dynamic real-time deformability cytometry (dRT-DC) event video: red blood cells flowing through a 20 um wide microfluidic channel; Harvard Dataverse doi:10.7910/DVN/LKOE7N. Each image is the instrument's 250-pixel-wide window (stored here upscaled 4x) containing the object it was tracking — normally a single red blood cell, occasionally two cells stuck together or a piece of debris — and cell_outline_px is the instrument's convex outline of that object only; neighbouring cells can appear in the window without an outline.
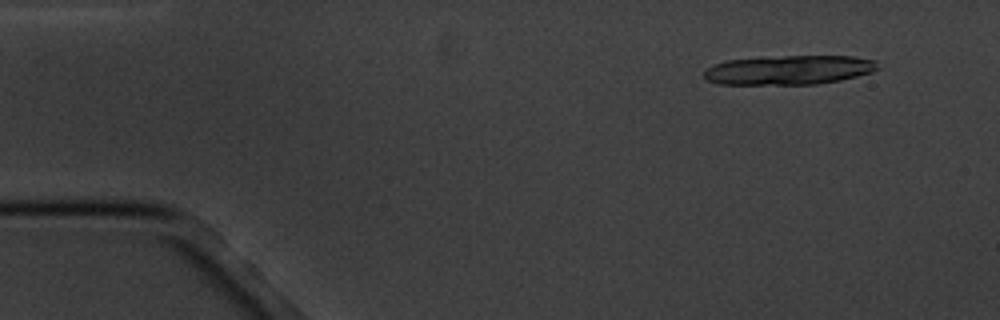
{"species": "common noctule bat (a hibernating species)", "species_latin": "Nyctalus noctula", "temperature_condition": "cold", "stored_images_in_passage": 8, "camera_frame_rate_fps": 3000, "um_per_image_px": 0.085, "animal": {"sex": "male", "body_mass_g": 20.1, "forearm_length_mm": 53.5}, "frame": {"image": 1, "passage_image": 1, "time_ms": 0.0, "image_size_px": [1000, 320], "cell_outline_px": [[880, 68], [872, 72], [840, 80], [816, 84], [720, 84], [708, 80], [704, 76], [704, 72], [708, 68], [716, 64], [728, 60], [784, 56], [852, 56], [876, 60]], "centroid_in_image_um": [67.12, 5.95], "position_along_channel_um": 17.9, "area_um2": 29.36}}
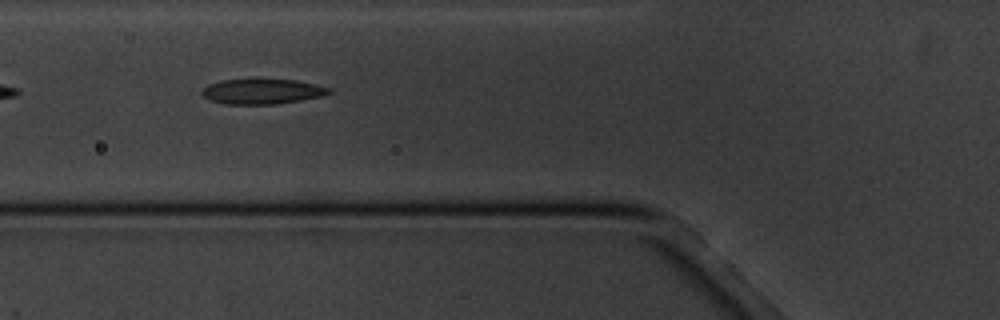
{"frame": {"image": 2, "passage_image": 5, "time_ms": 5.333, "image_size_px": [1000, 320], "cell_outline_px": [[332, 92], [324, 96], [276, 104], [224, 104], [212, 100], [204, 96], [200, 92], [208, 84], [220, 80], [252, 76], [296, 80], [332, 88]], "centroid_in_image_um": [22.28, 7.72], "position_along_channel_um": 103.5, "area_um2": 19.54}}
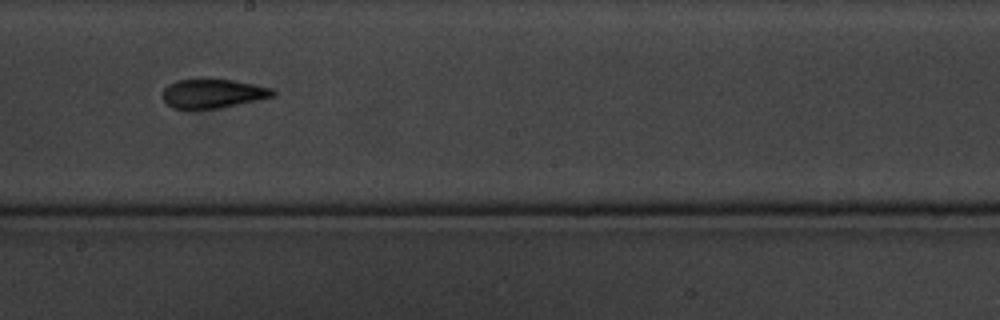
{"frame": {"image": 3, "passage_image": 8, "time_ms": 9.0, "image_size_px": [1000, 320], "cell_outline_px": [[276, 96], [220, 108], [172, 108], [164, 100], [164, 88], [168, 84], [176, 80], [204, 76], [232, 80], [272, 88], [276, 92]], "centroid_in_image_um": [18.09, 7.9], "position_along_channel_um": 230.1, "area_um2": 19.07}}